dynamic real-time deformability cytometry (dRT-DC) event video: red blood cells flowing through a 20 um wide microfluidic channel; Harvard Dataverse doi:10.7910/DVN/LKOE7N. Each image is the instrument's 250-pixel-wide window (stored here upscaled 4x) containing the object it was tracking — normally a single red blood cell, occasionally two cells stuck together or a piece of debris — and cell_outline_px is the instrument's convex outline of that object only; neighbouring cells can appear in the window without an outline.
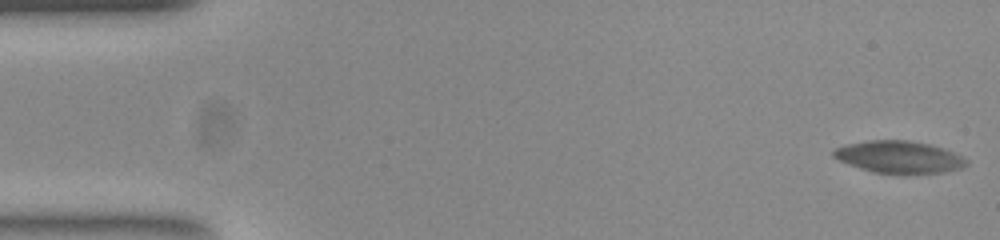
{"species": "common noctule bat (a hibernating species)", "species_latin": "Nyctalus noctula", "temperature_condition": "room temperature", "stored_images_in_passage": 54, "camera_frame_rate_fps": 3000, "um_per_image_px": 0.085, "animal": {"sex": "female", "body_mass_g": 23.0, "forearm_length_mm": 53.4}, "frame": {"image": 1, "passage_image": 1, "time_ms": 0.0, "image_size_px": [1000, 240], "cell_outline_px": [[968, 164], [960, 168], [940, 172], [904, 176], [872, 172], [848, 164], [832, 156], [832, 152], [836, 148], [848, 144], [868, 140], [908, 140], [928, 144], [952, 152], [968, 160]], "centroid_in_image_um": [76.39, 13.38], "position_along_channel_um": 8.6, "area_um2": 25.09}}
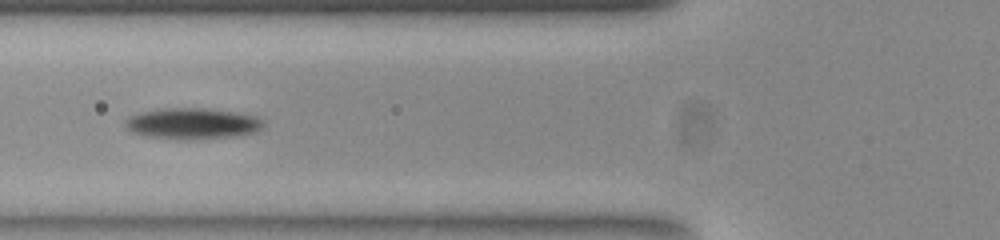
{"frame": {"image": 2, "passage_image": 20, "time_ms": 6.333, "image_size_px": [1000, 240], "cell_outline_px": [[260, 128], [256, 132], [228, 136], [180, 140], [176, 140], [144, 136], [132, 132], [124, 124], [124, 120], [140, 112], [156, 108], [204, 108], [232, 112], [252, 116], [260, 120]], "centroid_in_image_um": [16.21, 10.5], "position_along_channel_um": 109.6, "area_um2": 24.57}}
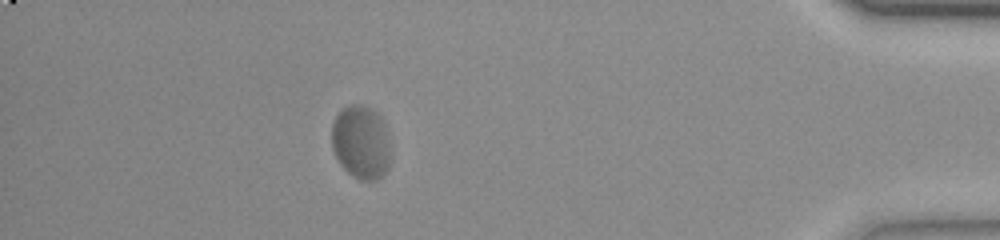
{"frame": {"image": 3, "passage_image": 48, "time_ms": 15.667, "image_size_px": [1000, 240], "cell_outline_px": [[388, 168], [376, 180], [360, 180], [352, 176], [340, 164], [332, 148], [332, 124], [336, 116], [344, 108], [352, 104], [364, 104], [372, 108], [384, 120], [388, 140]], "centroid_in_image_um": [30.67, 12.07], "position_along_channel_um": 404.5, "area_um2": 25.09}, "authors_computed_cell_mechanics": {"area_um2": 24.5072, "velocity_mm_per_s": 3.7267, "shape_relaxation_time_tau1_ms": 4.8068, "shape_relaxation_time_tau2_ms": null, "deformation_change_tau1": 0.1376, "deformation_change_tau2": null}}